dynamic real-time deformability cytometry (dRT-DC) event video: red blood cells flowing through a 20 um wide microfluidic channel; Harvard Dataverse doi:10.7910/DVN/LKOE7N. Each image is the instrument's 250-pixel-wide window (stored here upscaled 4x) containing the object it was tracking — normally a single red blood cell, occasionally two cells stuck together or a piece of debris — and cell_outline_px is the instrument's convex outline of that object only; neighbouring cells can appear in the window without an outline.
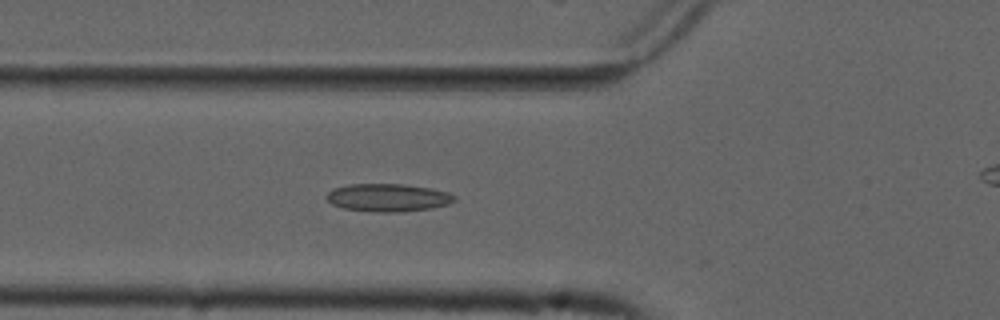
{"species": "common noctule bat (a hibernating species)", "species_latin": "Nyctalus noctula", "temperature_condition": "cold", "stored_images_in_passage": 49, "camera_frame_rate_fps": 3000, "um_per_image_px": 0.085, "animal": {"sex": "male", "forearm_length_mm": 52.5}, "frame": {"image": 1, "passage_image": 20, "time_ms": 6.333, "image_size_px": [1000, 320], "cell_outline_px": [[456, 200], [448, 204], [432, 208], [400, 212], [372, 212], [344, 208], [332, 204], [324, 196], [332, 188], [348, 184], [404, 184], [432, 188], [448, 192], [456, 196]], "centroid_in_image_um": [32.97, 16.79], "position_along_channel_um": 92.8, "area_um2": 20.98}}
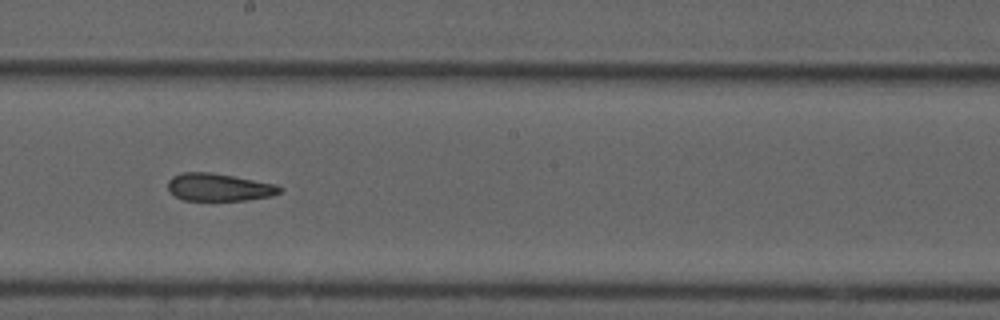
{"frame": {"image": 2, "passage_image": 31, "time_ms": 10.0, "image_size_px": [1000, 320], "cell_outline_px": [[284, 188], [280, 192], [272, 196], [244, 200], [184, 200], [168, 192], [168, 180], [172, 176], [180, 172], [212, 172], [276, 184]], "centroid_in_image_um": [18.59, 15.9], "position_along_channel_um": 229.6, "area_um2": 18.09}}
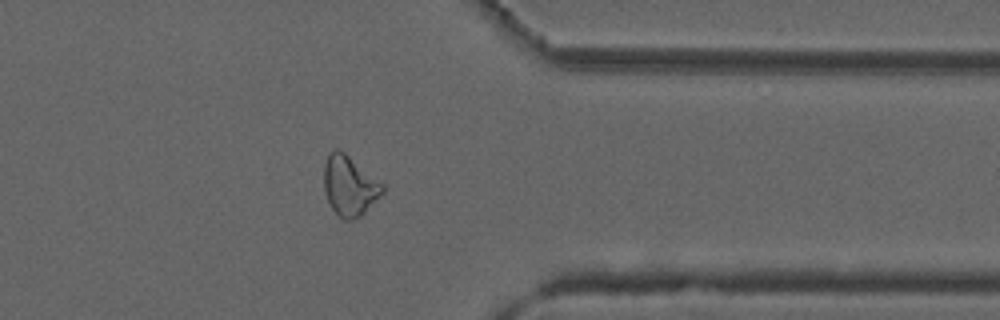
{"frame": {"image": 3, "passage_image": 44, "time_ms": 14.333, "image_size_px": [1000, 320], "cell_outline_px": [[384, 192], [360, 216], [352, 220], [344, 220], [332, 208], [324, 192], [324, 164], [328, 152], [332, 148], [336, 148], [344, 152], [384, 184]], "centroid_in_image_um": [29.69, 15.76], "position_along_channel_um": 381.7, "area_um2": 20.4}}